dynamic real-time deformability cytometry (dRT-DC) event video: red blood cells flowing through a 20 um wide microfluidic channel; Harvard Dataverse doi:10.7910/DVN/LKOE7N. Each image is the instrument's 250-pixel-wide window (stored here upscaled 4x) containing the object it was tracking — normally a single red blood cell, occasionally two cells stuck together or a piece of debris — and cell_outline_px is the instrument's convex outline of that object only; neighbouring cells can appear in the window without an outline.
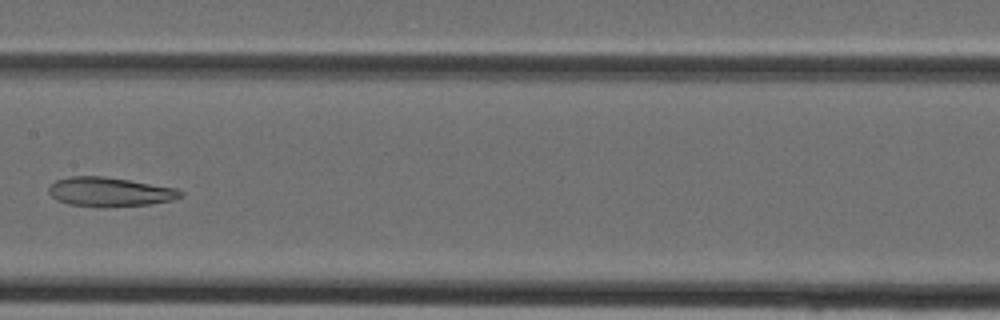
{"species": "Egyptian fruit bat (a non-hibernating species)", "species_latin": "Rousettus aegyptiacus", "temperature_condition": "cold", "stored_images_in_passage": 31, "camera_frame_rate_fps": 3000, "um_per_image_px": 0.085, "animal": {"sex": "female"}, "frame": {"image": 1, "passage_image": 15, "time_ms": 4.667, "image_size_px": [1000, 320], "cell_outline_px": [[184, 196], [172, 200], [152, 204], [68, 204], [56, 200], [48, 192], [48, 188], [56, 180], [68, 176], [104, 176], [176, 188], [184, 192]], "centroid_in_image_um": [9.34, 16.26], "position_along_channel_um": 198.1, "area_um2": 21.5}}
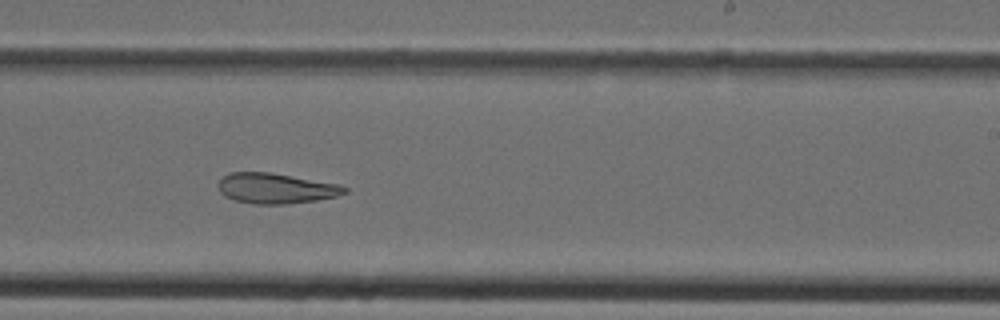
{"frame": {"image": 2, "passage_image": 19, "time_ms": 6.0, "image_size_px": [1000, 320], "cell_outline_px": [[348, 192], [336, 196], [316, 200], [288, 204], [252, 204], [236, 200], [224, 196], [220, 192], [216, 184], [224, 176], [232, 172], [272, 172], [336, 184], [348, 188]], "centroid_in_image_um": [23.41, 16.01], "position_along_channel_um": 265.6, "area_um2": 22.31}}
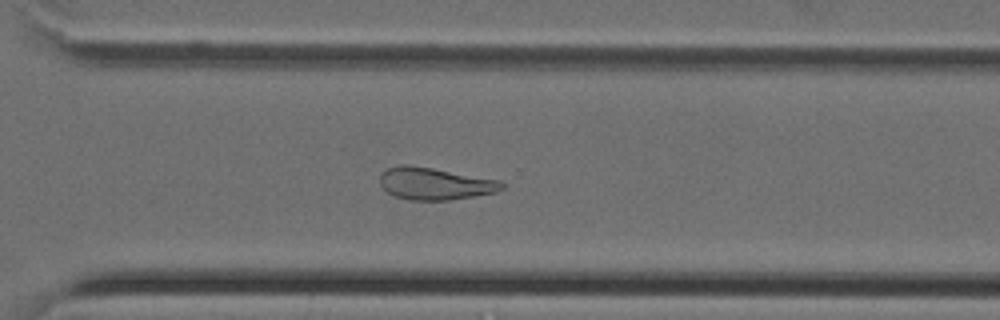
{"frame": {"image": 3, "passage_image": 23, "time_ms": 7.333, "image_size_px": [1000, 320], "cell_outline_px": [[504, 188], [496, 192], [448, 200], [408, 200], [392, 196], [380, 184], [380, 172], [388, 168], [400, 164], [408, 164], [432, 168], [500, 180], [504, 184]], "centroid_in_image_um": [36.92, 15.6], "position_along_channel_um": 333.7, "area_um2": 22.89}}